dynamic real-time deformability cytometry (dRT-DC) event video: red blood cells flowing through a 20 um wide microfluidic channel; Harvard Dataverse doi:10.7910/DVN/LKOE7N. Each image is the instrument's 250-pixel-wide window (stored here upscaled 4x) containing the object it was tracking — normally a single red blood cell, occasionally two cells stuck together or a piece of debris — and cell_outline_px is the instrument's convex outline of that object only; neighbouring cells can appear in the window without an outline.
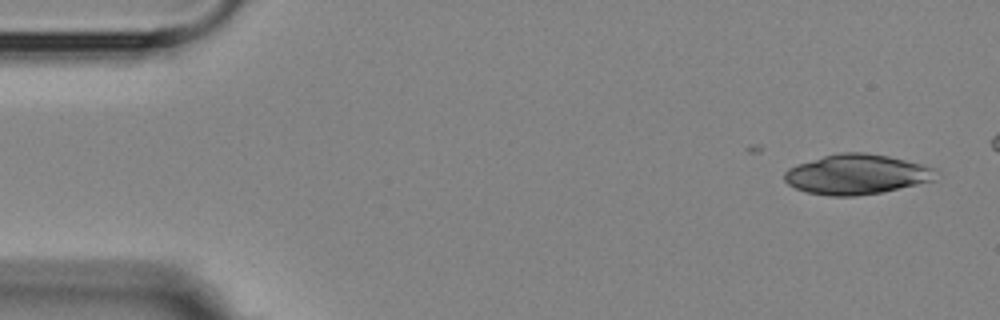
{"species": "Egyptian fruit bat (a non-hibernating species)", "species_latin": "Rousettus aegyptiacus", "temperature_condition": "room temperature", "stored_images_in_passage": 8, "camera_frame_rate_fps": 3000, "um_per_image_px": 0.085, "animal": {"sex": "female"}, "frame": {"image": 1, "passage_image": 1, "time_ms": 0.0, "image_size_px": [1000, 320], "cell_outline_px": [[936, 180], [880, 192], [856, 196], [828, 196], [804, 192], [788, 184], [784, 180], [784, 172], [788, 168], [796, 164], [824, 156], [840, 152], [864, 152], [888, 156], [936, 168]], "centroid_in_image_um": [72.78, 14.82], "position_along_channel_um": 12.2, "area_um2": 35.26}}